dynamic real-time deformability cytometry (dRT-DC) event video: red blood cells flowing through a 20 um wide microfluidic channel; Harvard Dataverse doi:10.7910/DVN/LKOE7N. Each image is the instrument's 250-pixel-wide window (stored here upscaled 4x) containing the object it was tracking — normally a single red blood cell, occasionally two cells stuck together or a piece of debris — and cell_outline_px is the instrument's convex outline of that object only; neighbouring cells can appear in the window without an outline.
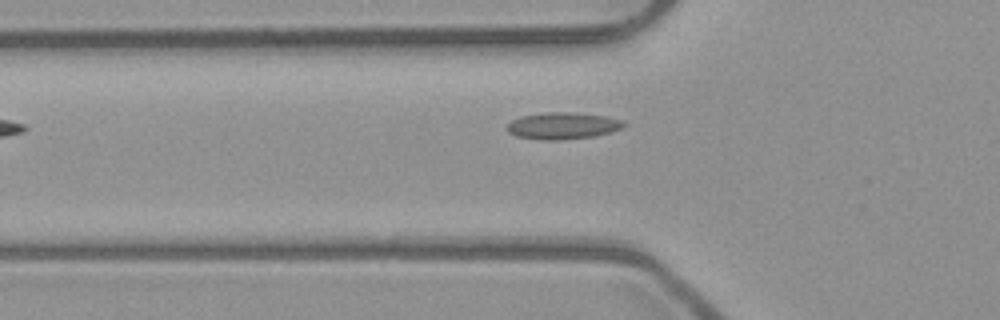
{"species": "common noctule bat (a hibernating species)", "species_latin": "Nyctalus noctula", "temperature_condition": "room temperature", "stored_images_in_passage": 4, "camera_frame_rate_fps": 3000, "um_per_image_px": 0.085, "animal": {"sex": "male", "body_mass_g": 23.1, "forearm_length_mm": 52.7}, "frame": {"image": 1, "passage_image": 4, "time_ms": 1.0, "image_size_px": [1000, 320], "cell_outline_px": [[628, 124], [620, 128], [608, 132], [592, 136], [556, 140], [540, 140], [516, 136], [508, 132], [508, 124], [512, 120], [520, 116], [544, 112], [572, 112], [608, 116], [624, 120]], "centroid_in_image_um": [47.83, 10.67], "position_along_channel_um": 78.0, "area_um2": 18.21}}